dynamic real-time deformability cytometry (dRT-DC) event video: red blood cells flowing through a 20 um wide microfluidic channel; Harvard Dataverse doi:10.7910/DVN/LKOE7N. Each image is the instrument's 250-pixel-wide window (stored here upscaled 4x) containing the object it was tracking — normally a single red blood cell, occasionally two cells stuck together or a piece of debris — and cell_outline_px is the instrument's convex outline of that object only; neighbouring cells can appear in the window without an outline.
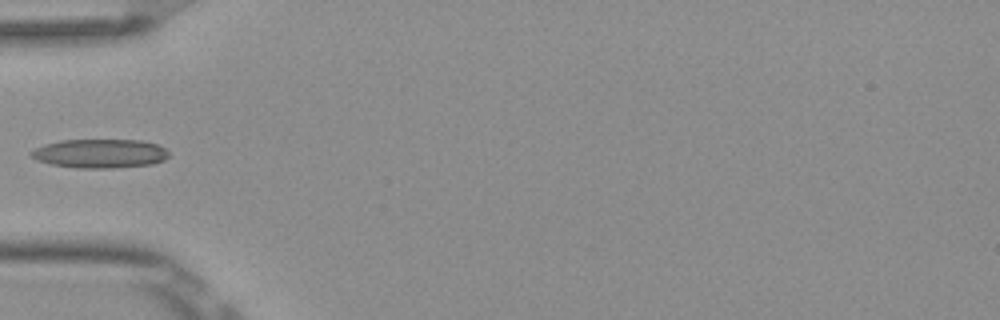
{"species": "Egyptian fruit bat (a non-hibernating species)", "species_latin": "Rousettus aegyptiacus", "temperature_condition": "room temperature", "stored_images_in_passage": 5, "camera_frame_rate_fps": 3000, "um_per_image_px": 0.085, "frame": {"image": 1, "passage_image": 5, "time_ms": 1.333, "image_size_px": [1000, 320], "cell_outline_px": [[172, 156], [164, 160], [152, 164], [112, 168], [76, 168], [52, 164], [36, 160], [28, 152], [44, 144], [60, 140], [140, 140], [156, 144], [164, 148]], "centroid_in_image_um": [8.5, 13.05], "position_along_channel_um": 76.5, "area_um2": 23.29}}